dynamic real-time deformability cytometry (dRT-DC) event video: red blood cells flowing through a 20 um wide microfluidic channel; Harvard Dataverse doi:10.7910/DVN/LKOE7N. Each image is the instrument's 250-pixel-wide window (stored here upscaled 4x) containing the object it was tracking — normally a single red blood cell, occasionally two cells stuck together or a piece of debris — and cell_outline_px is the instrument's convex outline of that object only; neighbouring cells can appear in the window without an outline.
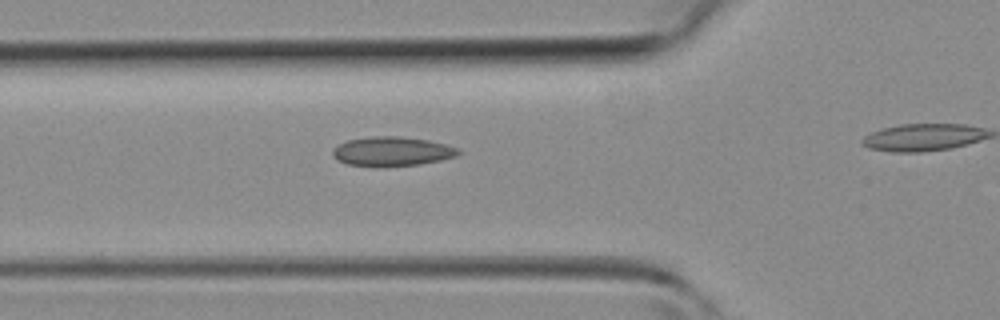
{"species": "common noctule bat (a hibernating species)", "species_latin": "Nyctalus noctula", "temperature_condition": "room temperature", "stored_images_in_passage": 18, "camera_frame_rate_fps": 3000, "um_per_image_px": 0.085, "animal": {"sex": "female", "body_mass_g": 19.3, "forearm_length_mm": 54.1}, "frame": {"image": 1, "passage_image": 2, "time_ms": 0.333, "image_size_px": [1000, 320], "cell_outline_px": [[460, 152], [456, 156], [440, 160], [420, 164], [384, 168], [380, 168], [348, 164], [336, 160], [332, 156], [332, 152], [340, 144], [348, 140], [372, 136], [400, 136], [428, 140], [444, 144], [456, 148]], "centroid_in_image_um": [33.29, 12.89], "position_along_channel_um": 92.5, "area_um2": 21.62}}
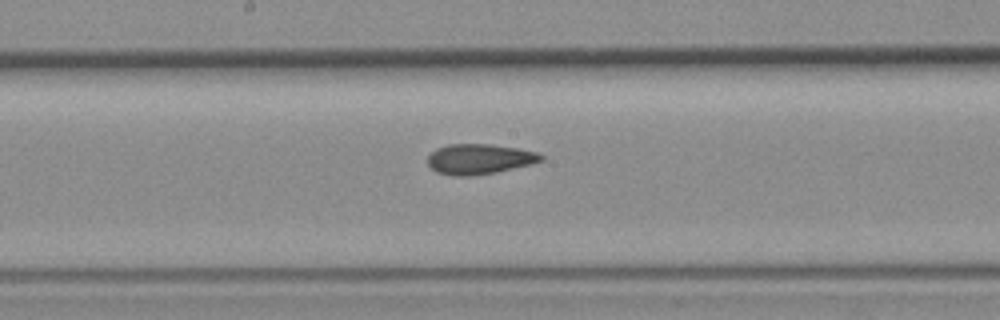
{"frame": {"image": 2, "passage_image": 9, "time_ms": 2.667, "image_size_px": [1000, 320], "cell_outline_px": [[544, 160], [496, 172], [468, 176], [456, 176], [436, 172], [428, 164], [428, 156], [436, 148], [448, 144], [492, 144], [516, 148], [536, 152], [544, 156]], "centroid_in_image_um": [40.71, 13.51], "position_along_channel_um": 207.5, "area_um2": 19.77}}
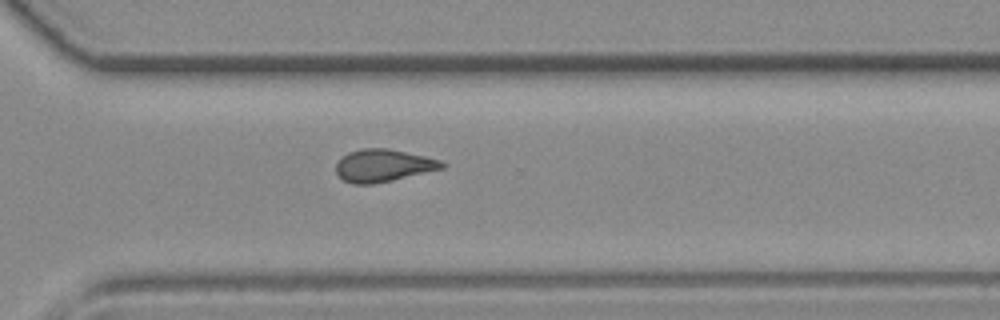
{"frame": {"image": 3, "passage_image": 17, "time_ms": 5.333, "image_size_px": [1000, 320], "cell_outline_px": [[444, 168], [392, 180], [372, 184], [352, 184], [344, 180], [336, 172], [336, 164], [348, 152], [364, 148], [388, 148], [424, 156], [440, 160], [444, 164]], "centroid_in_image_um": [32.56, 14.07], "position_along_channel_um": 338.0, "area_um2": 19.77}}